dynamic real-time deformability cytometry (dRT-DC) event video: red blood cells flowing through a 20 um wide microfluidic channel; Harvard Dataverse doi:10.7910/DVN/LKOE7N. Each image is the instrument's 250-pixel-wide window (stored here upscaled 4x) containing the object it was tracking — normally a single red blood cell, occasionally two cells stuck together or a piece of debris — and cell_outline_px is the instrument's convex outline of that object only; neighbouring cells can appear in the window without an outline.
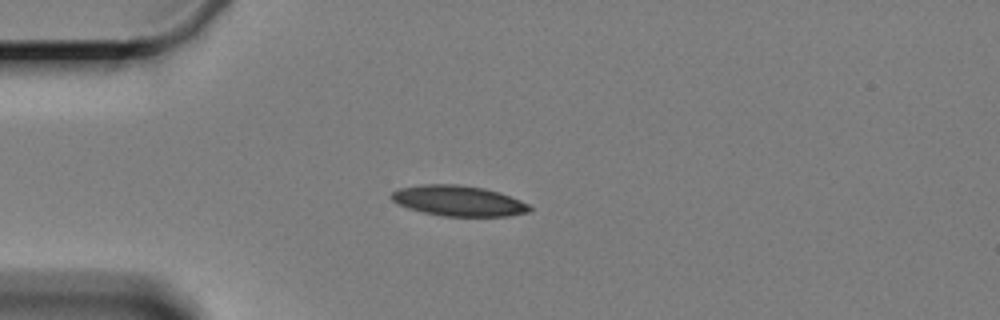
{"species": "Egyptian fruit bat (a non-hibernating species)", "species_latin": "Rousettus aegyptiacus", "temperature_condition": "cold", "stored_images_in_passage": 5, "camera_frame_rate_fps": 3000, "um_per_image_px": 0.085, "animal": {"sex": "female"}, "frame": {"image": 1, "passage_image": 1, "time_ms": 0.0, "image_size_px": [1000, 320], "cell_outline_px": [[532, 208], [528, 212], [508, 216], [444, 216], [424, 212], [408, 208], [392, 200], [388, 196], [392, 192], [400, 188], [420, 184], [456, 184], [484, 188], [500, 192], [520, 200], [528, 204]], "centroid_in_image_um": [38.96, 17.06], "position_along_channel_um": 46.0, "area_um2": 24.51}}
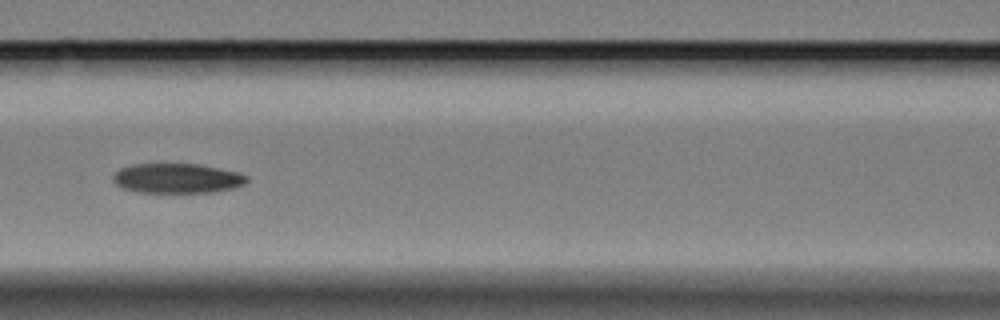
{"frame": {"image": 2, "passage_image": 4, "time_ms": 3.667, "image_size_px": [1000, 320], "cell_outline_px": [[248, 180], [244, 184], [232, 188], [212, 192], [136, 192], [124, 188], [116, 184], [112, 180], [112, 176], [120, 168], [132, 164], [196, 164], [240, 172], [248, 176]], "centroid_in_image_um": [15.05, 15.15], "position_along_channel_um": 151.6, "area_um2": 23.12}}
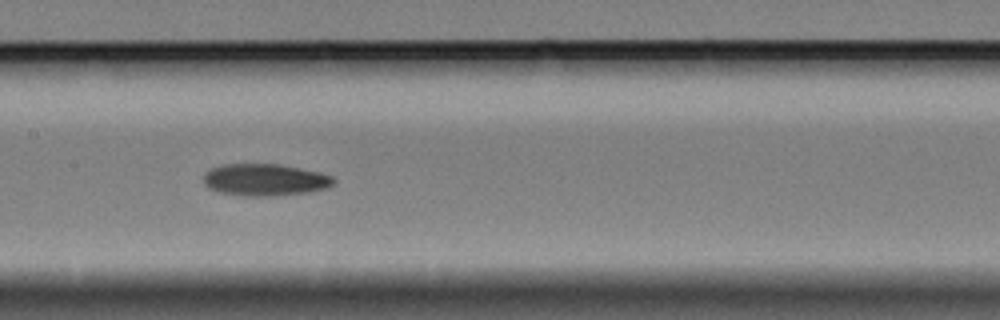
{"frame": {"image": 3, "passage_image": 5, "time_ms": 4.667, "image_size_px": [1000, 320], "cell_outline_px": [[336, 184], [328, 188], [308, 192], [272, 196], [240, 196], [220, 192], [208, 188], [204, 184], [204, 172], [212, 168], [224, 164], [280, 164], [320, 172], [332, 176], [336, 180]], "centroid_in_image_um": [22.54, 15.29], "position_along_channel_um": 184.9, "area_um2": 24.51}}